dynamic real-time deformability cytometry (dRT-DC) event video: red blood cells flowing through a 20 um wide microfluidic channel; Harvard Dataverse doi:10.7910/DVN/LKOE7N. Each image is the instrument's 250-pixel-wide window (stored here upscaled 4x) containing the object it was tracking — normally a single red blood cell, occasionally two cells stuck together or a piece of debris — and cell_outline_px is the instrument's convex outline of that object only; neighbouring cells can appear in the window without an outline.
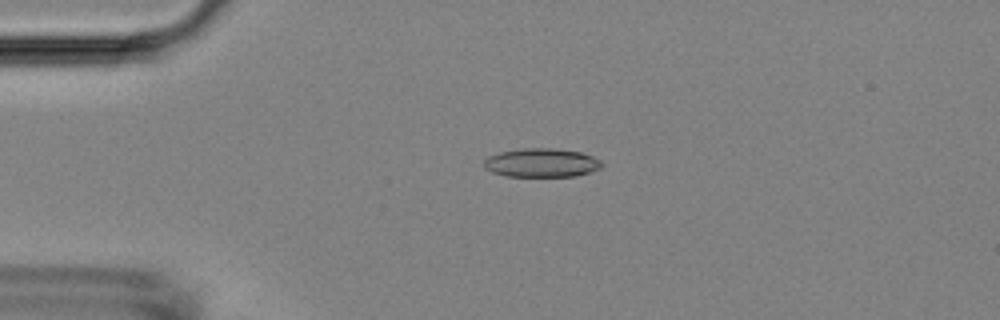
{"species": "Egyptian fruit bat (a non-hibernating species)", "species_latin": "Rousettus aegyptiacus", "temperature_condition": "room temperature", "stored_images_in_passage": 4, "camera_frame_rate_fps": 3000, "um_per_image_px": 0.085, "animal": {"sex": "female"}, "frame": {"image": 1, "passage_image": 3, "time_ms": 0.667, "image_size_px": [1000, 320], "cell_outline_px": [[604, 164], [600, 168], [592, 172], [576, 176], [504, 176], [492, 172], [484, 168], [484, 160], [488, 156], [500, 152], [524, 148], [552, 148], [580, 152], [592, 156], [600, 160]], "centroid_in_image_um": [46.03, 13.84], "position_along_channel_um": 39.0, "area_um2": 19.83}}